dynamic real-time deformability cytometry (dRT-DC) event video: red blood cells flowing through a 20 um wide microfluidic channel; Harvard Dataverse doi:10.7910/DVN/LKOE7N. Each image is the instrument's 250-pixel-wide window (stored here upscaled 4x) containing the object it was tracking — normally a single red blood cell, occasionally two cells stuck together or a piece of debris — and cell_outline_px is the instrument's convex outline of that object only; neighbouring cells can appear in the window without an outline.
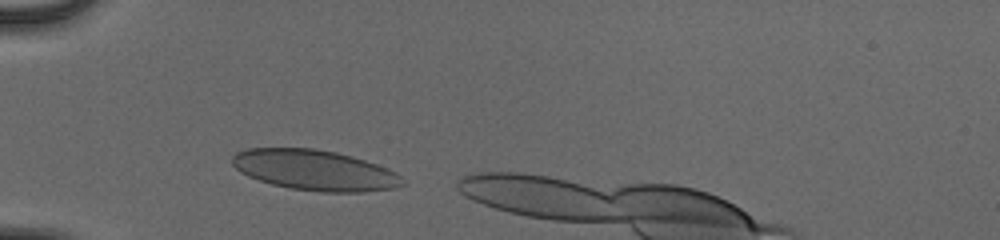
{"species": "human", "species_latin": "Homo sapiens", "temperature_condition": "cold", "stored_images_in_passage": 7, "camera_frame_rate_fps": 3000, "um_per_image_px": 0.085, "donor": {"sex": "male"}, "frame": {"image": 1, "passage_image": 2, "time_ms": 0.333, "image_size_px": [1000, 240], "cell_outline_px": [[408, 184], [392, 188], [360, 192], [324, 192], [288, 188], [272, 184], [248, 176], [240, 172], [232, 164], [232, 156], [236, 152], [248, 148], [312, 148], [336, 152], [352, 156], [388, 168], [396, 172]], "centroid_in_image_um": [26.75, 14.46], "position_along_channel_um": 58.2, "area_um2": 40.17}}